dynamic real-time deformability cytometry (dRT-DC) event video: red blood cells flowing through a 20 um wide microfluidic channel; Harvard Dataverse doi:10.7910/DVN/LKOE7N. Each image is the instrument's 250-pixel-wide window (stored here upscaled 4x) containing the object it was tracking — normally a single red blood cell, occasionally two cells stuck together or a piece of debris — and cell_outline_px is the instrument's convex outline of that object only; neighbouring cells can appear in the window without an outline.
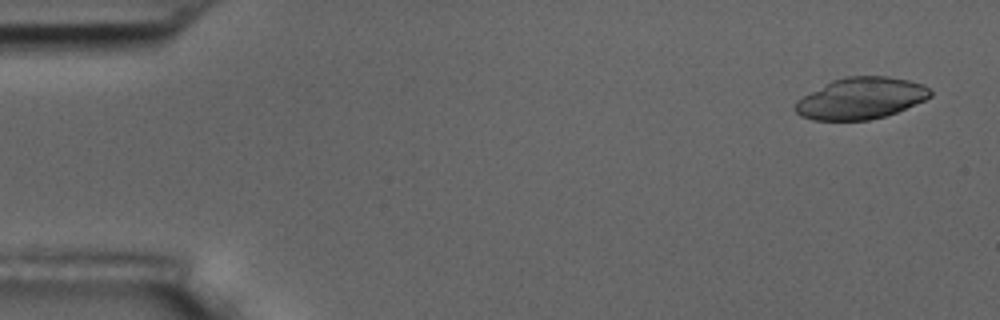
{"species": "common noctule bat (a hibernating species)", "species_latin": "Nyctalus noctula", "temperature_condition": "room temperature", "stored_images_in_passage": 4, "camera_frame_rate_fps": 3000, "um_per_image_px": 0.085, "animal": {"sex": "male", "body_mass_g": 17.5, "forearm_length_mm": 52.3}, "frame": {"image": 1, "passage_image": 1, "time_ms": 0.0, "image_size_px": [1000, 320], "cell_outline_px": [[932, 96], [924, 100], [896, 112], [884, 116], [868, 120], [812, 120], [800, 116], [792, 108], [796, 100], [832, 80], [844, 76], [888, 76], [908, 80], [924, 84], [932, 92]], "centroid_in_image_um": [73.14, 8.35], "position_along_channel_um": 11.9, "area_um2": 32.71}}